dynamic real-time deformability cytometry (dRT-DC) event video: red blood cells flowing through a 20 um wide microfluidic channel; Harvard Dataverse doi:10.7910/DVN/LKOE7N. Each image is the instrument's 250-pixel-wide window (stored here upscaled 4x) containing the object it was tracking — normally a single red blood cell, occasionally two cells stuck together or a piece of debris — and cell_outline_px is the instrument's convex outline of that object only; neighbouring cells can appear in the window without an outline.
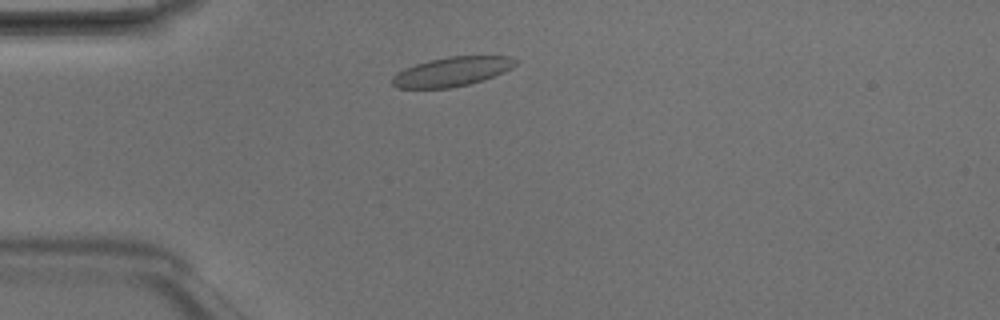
{"species": "Egyptian fruit bat (a non-hibernating species)", "species_latin": "Rousettus aegyptiacus", "temperature_condition": "room temperature", "stored_images_in_passage": 3, "camera_frame_rate_fps": 3000, "um_per_image_px": 0.085, "animal": {"sex": "male"}, "frame": {"image": 1, "passage_image": 3, "time_ms": 0.667, "image_size_px": [1000, 320], "cell_outline_px": [[516, 64], [512, 68], [504, 72], [484, 80], [468, 84], [448, 88], [396, 88], [392, 84], [392, 76], [396, 72], [404, 68], [428, 60], [448, 56], [512, 56], [516, 60]], "centroid_in_image_um": [38.4, 6.08], "position_along_channel_um": 46.6, "area_um2": 21.15}}